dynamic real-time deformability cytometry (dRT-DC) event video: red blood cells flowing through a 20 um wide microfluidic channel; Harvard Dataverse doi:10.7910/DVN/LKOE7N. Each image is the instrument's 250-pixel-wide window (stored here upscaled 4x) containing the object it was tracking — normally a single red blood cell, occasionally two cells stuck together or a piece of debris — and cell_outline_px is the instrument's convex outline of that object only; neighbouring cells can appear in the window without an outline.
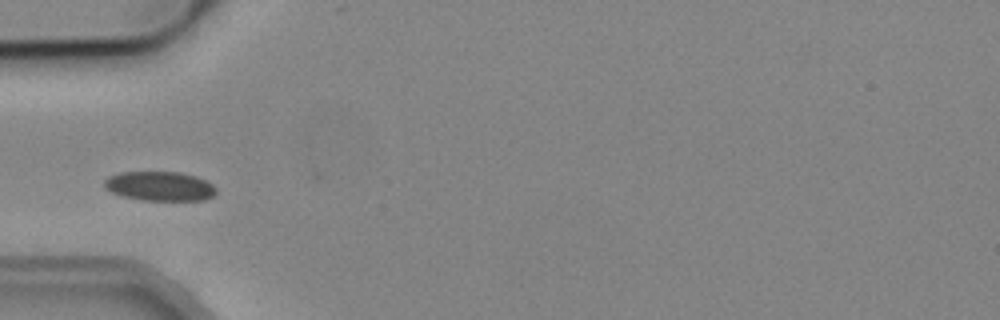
{"species": "common noctule bat (a hibernating species)", "species_latin": "Nyctalus noctula", "temperature_condition": "cold", "stored_images_in_passage": 3, "camera_frame_rate_fps": 3000, "um_per_image_px": 0.085, "animal": {"sex": "male", "body_mass_g": 19.2, "forearm_length_mm": 51.8}, "frame": {"image": 1, "passage_image": 3, "time_ms": 3.333, "image_size_px": [1000, 320], "cell_outline_px": [[216, 192], [212, 196], [204, 200], [140, 200], [124, 196], [112, 192], [104, 188], [104, 180], [108, 176], [120, 172], [176, 172], [196, 176], [212, 184], [216, 188]], "centroid_in_image_um": [13.55, 15.82], "position_along_channel_um": 71.4, "area_um2": 19.07}}